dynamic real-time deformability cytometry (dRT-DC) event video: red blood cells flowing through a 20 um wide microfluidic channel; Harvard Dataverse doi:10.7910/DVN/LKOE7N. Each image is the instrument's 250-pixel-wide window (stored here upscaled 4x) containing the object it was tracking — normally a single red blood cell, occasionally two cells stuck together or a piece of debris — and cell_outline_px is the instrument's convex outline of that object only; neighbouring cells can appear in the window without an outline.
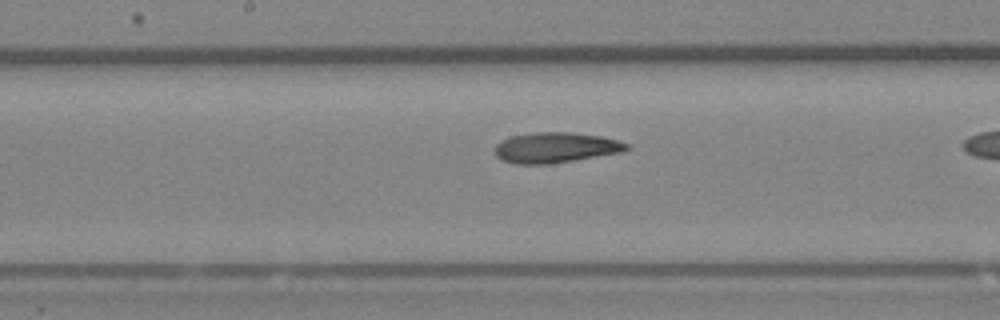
{"species": "Egyptian fruit bat (a non-hibernating species)", "species_latin": "Rousettus aegyptiacus", "temperature_condition": "room temperature", "stored_images_in_passage": 32, "camera_frame_rate_fps": 3000, "um_per_image_px": 0.085, "animal": {"sex": "female"}, "frame": {"image": 1, "passage_image": 19, "time_ms": 6.0, "image_size_px": [1000, 320], "cell_outline_px": [[632, 148], [624, 152], [548, 164], [512, 164], [500, 160], [492, 152], [492, 148], [500, 140], [512, 136], [536, 132], [572, 132], [600, 136], [616, 140], [628, 144]], "centroid_in_image_um": [47.17, 12.55], "position_along_channel_um": 201.0, "area_um2": 23.7}}
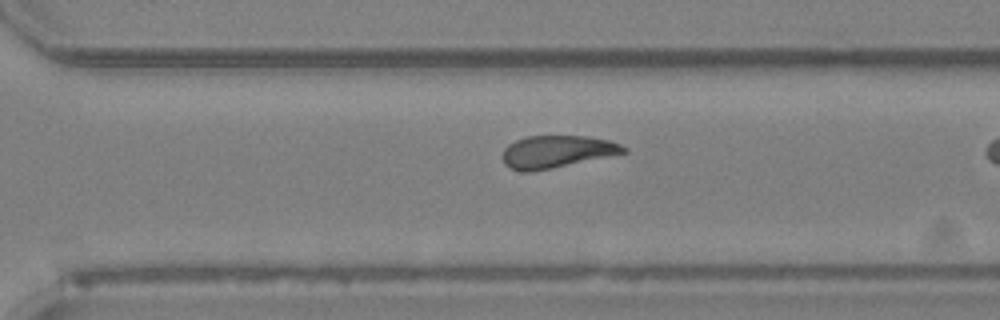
{"frame": {"image": 2, "passage_image": 28, "time_ms": 9.0, "image_size_px": [1000, 320], "cell_outline_px": [[628, 152], [552, 168], [532, 172], [520, 172], [508, 168], [504, 164], [500, 156], [504, 148], [508, 144], [516, 140], [528, 136], [588, 136], [608, 140], [620, 144], [628, 148]], "centroid_in_image_um": [47.27, 12.9], "position_along_channel_um": 323.3, "area_um2": 23.06}}